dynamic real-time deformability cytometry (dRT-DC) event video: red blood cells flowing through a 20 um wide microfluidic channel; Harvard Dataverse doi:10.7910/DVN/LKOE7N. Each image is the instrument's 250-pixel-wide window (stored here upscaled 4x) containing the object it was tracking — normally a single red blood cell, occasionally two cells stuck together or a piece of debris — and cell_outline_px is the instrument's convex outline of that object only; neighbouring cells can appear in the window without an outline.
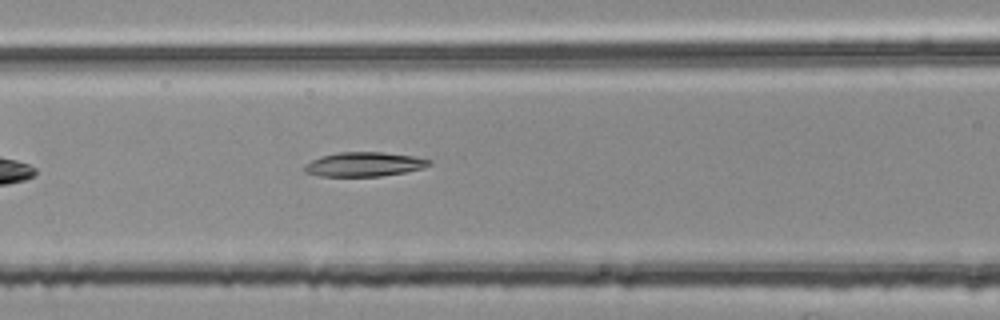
{"species": "common noctule bat (a hibernating species)", "species_latin": "Nyctalus noctula", "temperature_condition": "room temperature", "stored_images_in_passage": 32, "camera_frame_rate_fps": 3000, "um_per_image_px": 0.085, "animal": {"sex": "female", "body_mass_g": 25.1}, "frame": {"image": 1, "passage_image": 8, "time_ms": 2.333, "image_size_px": [1000, 320], "cell_outline_px": [[432, 164], [424, 168], [404, 172], [380, 176], [320, 176], [304, 172], [304, 164], [320, 156], [336, 152], [384, 152], [412, 156], [432, 160]], "centroid_in_image_um": [30.94, 13.96], "position_along_channel_um": 135.7, "area_um2": 17.74}}
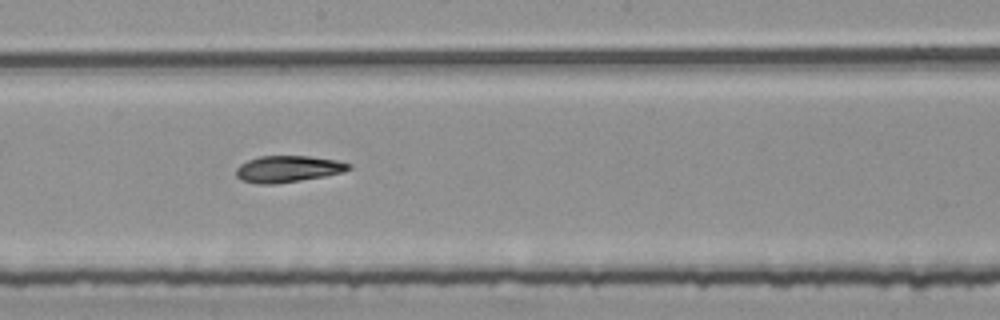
{"frame": {"image": 2, "passage_image": 15, "time_ms": 4.667, "image_size_px": [1000, 320], "cell_outline_px": [[352, 168], [344, 172], [324, 176], [300, 180], [272, 184], [256, 184], [240, 180], [236, 176], [236, 168], [240, 164], [248, 160], [260, 156], [308, 156], [336, 160], [352, 164]], "centroid_in_image_um": [24.46, 14.36], "position_along_channel_um": 223.7, "area_um2": 17.46}}
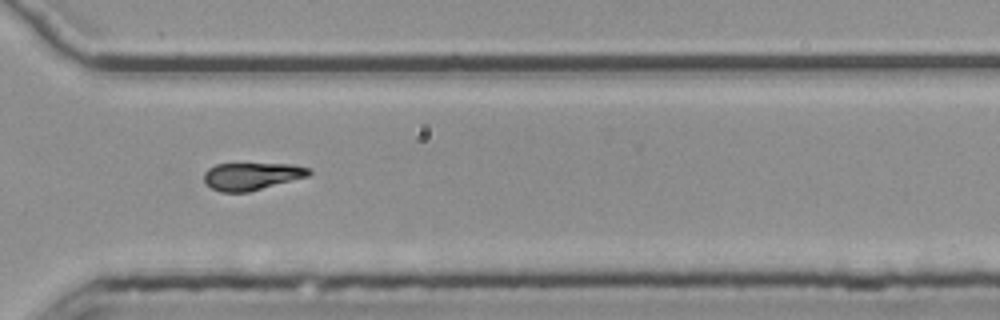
{"frame": {"image": 3, "passage_image": 25, "time_ms": 8.0, "image_size_px": [1000, 320], "cell_outline_px": [[312, 172], [308, 176], [248, 192], [220, 192], [212, 188], [204, 180], [204, 172], [208, 168], [216, 164], [292, 164], [312, 168]], "centroid_in_image_um": [21.41, 14.97], "position_along_channel_um": 349.2, "area_um2": 16.7}, "authors_computed_cell_mechanics": {"area_um2": 17.4267, "velocity_mm_per_s": 3.7716, "shape_relaxation_time_tau1_ms": 9.7048, "shape_relaxation_time_tau2_ms": null, "deformation_change_tau1": 0.2283, "deformation_change_tau2": null}}